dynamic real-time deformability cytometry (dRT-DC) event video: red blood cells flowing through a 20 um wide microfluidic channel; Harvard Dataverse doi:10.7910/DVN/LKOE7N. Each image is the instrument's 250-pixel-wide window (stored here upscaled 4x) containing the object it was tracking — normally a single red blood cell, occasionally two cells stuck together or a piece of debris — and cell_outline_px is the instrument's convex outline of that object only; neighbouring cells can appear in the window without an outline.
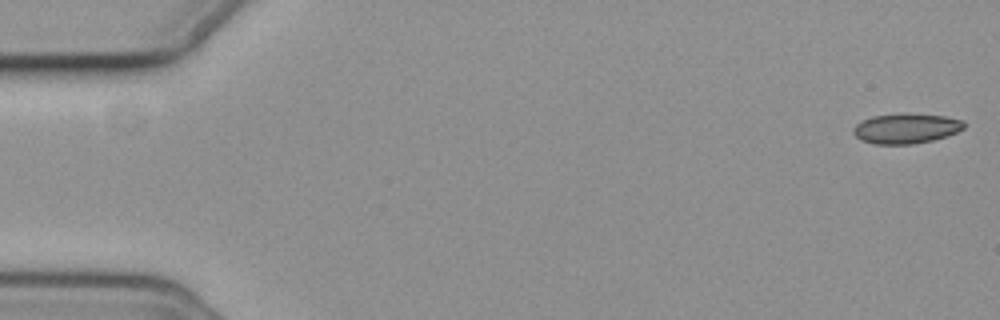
{"species": "common noctule bat (a hibernating species)", "species_latin": "Nyctalus noctula", "temperature_condition": "cold", "stored_images_in_passage": 57, "camera_frame_rate_fps": 3000, "um_per_image_px": 0.085, "animal": {"sex": "female", "body_mass_g": 19.3, "forearm_length_mm": 54.1}, "frame": {"image": 1, "passage_image": 1, "time_ms": 0.0, "image_size_px": [1000, 320], "cell_outline_px": [[964, 128], [948, 136], [932, 140], [912, 144], [876, 144], [860, 140], [852, 132], [852, 128], [856, 124], [872, 116], [944, 116], [964, 120]], "centroid_in_image_um": [77.0, 10.97], "position_along_channel_um": 8.0, "area_um2": 18.55}}
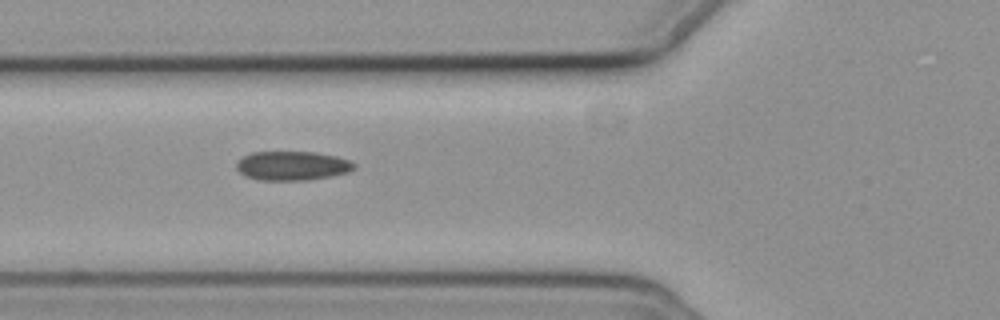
{"frame": {"image": 2, "passage_image": 21, "time_ms": 6.667, "image_size_px": [1000, 320], "cell_outline_px": [[356, 168], [348, 172], [328, 176], [304, 180], [260, 180], [244, 176], [236, 168], [236, 164], [244, 156], [252, 152], [312, 152], [336, 156], [348, 160], [356, 164]], "centroid_in_image_um": [24.83, 14.09], "position_along_channel_um": 101.0, "area_um2": 19.77}}
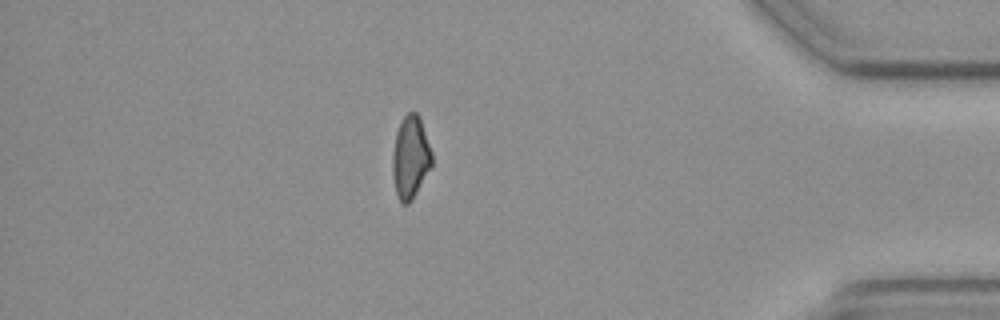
{"frame": {"image": 3, "passage_image": 49, "time_ms": 16.0, "image_size_px": [1000, 320], "cell_outline_px": [[432, 168], [412, 200], [408, 204], [400, 204], [396, 192], [392, 172], [392, 156], [396, 132], [404, 116], [408, 112], [416, 112], [420, 116], [432, 152]], "centroid_in_image_um": [34.9, 13.39], "position_along_channel_um": 400.3, "area_um2": 19.19}, "authors_computed_cell_mechanics": {"area_um2": 19.7098, "velocity_mm_per_s": 3.6561, "shape_relaxation_time_tau1_ms": null, "shape_relaxation_time_tau2_ms": 10.4246, "deformation_change_tau1": null, "deformation_change_tau2": 0.1403}}